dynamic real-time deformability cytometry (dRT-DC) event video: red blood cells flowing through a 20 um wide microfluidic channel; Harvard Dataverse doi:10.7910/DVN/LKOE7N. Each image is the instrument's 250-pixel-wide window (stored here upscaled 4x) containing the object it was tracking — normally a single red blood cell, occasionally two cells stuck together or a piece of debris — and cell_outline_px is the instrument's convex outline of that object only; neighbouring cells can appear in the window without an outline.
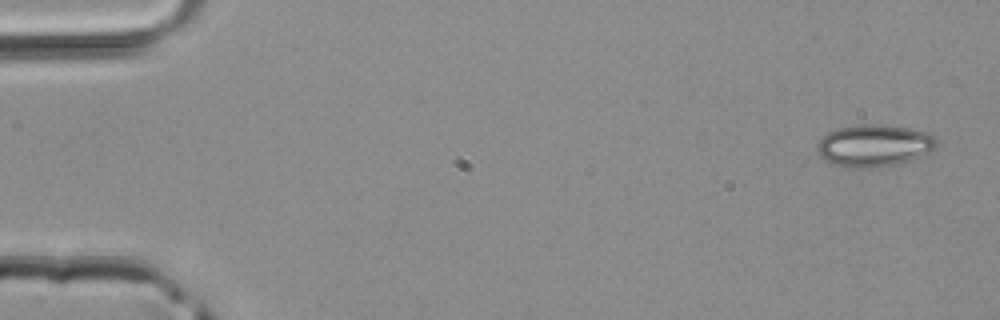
{"species": "common noctule bat (a hibernating species)", "species_latin": "Nyctalus noctula", "temperature_condition": "room temperature", "stored_images_in_passage": 4, "camera_frame_rate_fps": 3000, "um_per_image_px": 0.085, "animal": {"sex": "male", "body_mass_g": 20.4}, "frame": {"image": 1, "passage_image": 1, "time_ms": 0.0, "image_size_px": [1000, 320], "cell_outline_px": [[936, 144], [928, 152], [920, 156], [896, 164], [872, 168], [848, 168], [824, 160], [820, 156], [816, 148], [816, 144], [828, 132], [836, 128], [856, 124], [880, 124], [908, 128], [928, 132], [936, 136]], "centroid_in_image_um": [74.26, 12.36], "position_along_channel_um": 10.7, "area_um2": 29.3}}
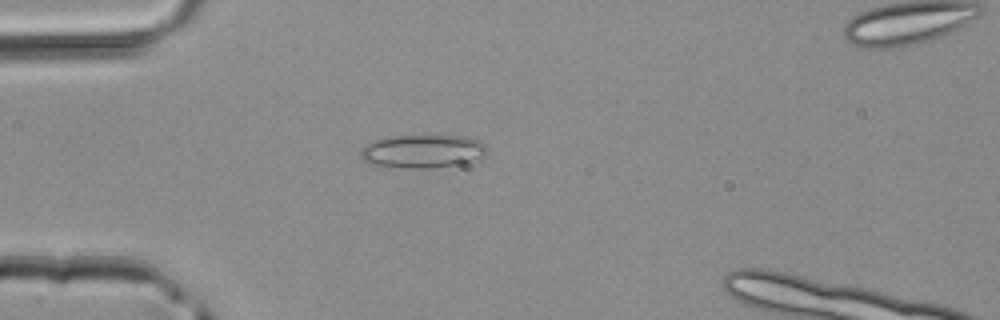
{"frame": {"image": 2, "passage_image": 3, "time_ms": 0.667, "image_size_px": [1000, 320], "cell_outline_px": [[484, 156], [460, 164], [424, 168], [412, 168], [376, 164], [364, 160], [360, 156], [360, 152], [368, 144], [376, 140], [392, 136], [468, 136], [480, 140], [484, 144]], "centroid_in_image_um": [35.96, 12.84], "position_along_channel_um": 49.0, "area_um2": 23.81}}